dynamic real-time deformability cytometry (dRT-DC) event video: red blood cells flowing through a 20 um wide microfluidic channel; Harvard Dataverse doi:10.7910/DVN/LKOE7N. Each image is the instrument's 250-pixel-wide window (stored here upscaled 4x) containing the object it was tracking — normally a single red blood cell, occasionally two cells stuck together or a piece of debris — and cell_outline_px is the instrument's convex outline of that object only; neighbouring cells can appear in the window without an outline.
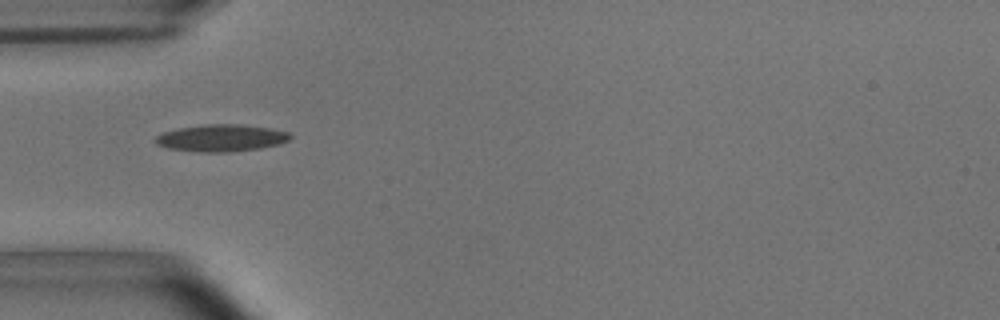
{"species": "common noctule bat (a hibernating species)", "species_latin": "Nyctalus noctula", "temperature_condition": "room temperature", "stored_images_in_passage": 27, "camera_frame_rate_fps": 3000, "um_per_image_px": 0.085, "animal": {"sex": "male", "body_mass_g": 15.6}, "frame": {"image": 1, "passage_image": 1, "time_ms": 0.0, "image_size_px": [1000, 320], "cell_outline_px": [[292, 136], [288, 140], [280, 144], [260, 148], [228, 152], [200, 152], [168, 148], [156, 144], [152, 140], [156, 136], [164, 132], [180, 128], [204, 124], [240, 124], [268, 128], [288, 132]], "centroid_in_image_um": [18.79, 11.73], "position_along_channel_um": 66.2, "area_um2": 21.15}}
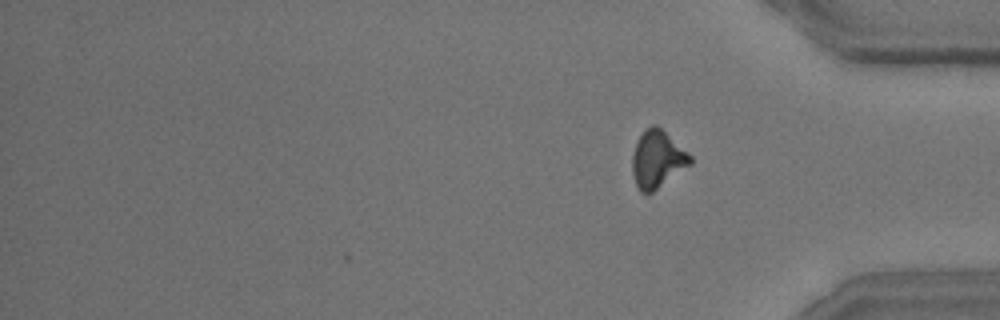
{"frame": {"image": 2, "passage_image": 27, "time_ms": 8.667, "image_size_px": [1000, 320], "cell_outline_px": [[692, 164], [648, 196], [640, 192], [632, 176], [632, 156], [636, 140], [644, 128], [652, 124], [656, 124], [688, 152], [692, 156]], "centroid_in_image_um": [55.86, 13.55], "position_along_channel_um": 379.3, "area_um2": 19.83}, "authors_computed_cell_mechanics": {"area_um2": 19.652, "velocity_mm_per_s": 3.6921, "shape_relaxation_time_tau1_ms": 5.3191, "shape_relaxation_time_tau2_ms": 4.8262, "deformation_change_tau1": 0.1655, "deformation_change_tau2": 0.1475}}